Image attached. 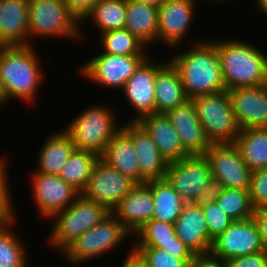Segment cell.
<instances>
[{"instance_id":"6da1fadb","label":"cell","mask_w":267,"mask_h":267,"mask_svg":"<svg viewBox=\"0 0 267 267\" xmlns=\"http://www.w3.org/2000/svg\"><path fill=\"white\" fill-rule=\"evenodd\" d=\"M190 46L181 51L173 48L175 55L167 58L178 70L186 96L191 99L225 91L216 38L201 40L199 36Z\"/></svg>"},{"instance_id":"7a4b0ae2","label":"cell","mask_w":267,"mask_h":267,"mask_svg":"<svg viewBox=\"0 0 267 267\" xmlns=\"http://www.w3.org/2000/svg\"><path fill=\"white\" fill-rule=\"evenodd\" d=\"M38 55L34 45L0 46V81L8 103L15 99L29 106L38 100L45 81Z\"/></svg>"},{"instance_id":"3957f363","label":"cell","mask_w":267,"mask_h":267,"mask_svg":"<svg viewBox=\"0 0 267 267\" xmlns=\"http://www.w3.org/2000/svg\"><path fill=\"white\" fill-rule=\"evenodd\" d=\"M216 38L226 90L267 83V54L264 49L242 38Z\"/></svg>"},{"instance_id":"277c9868","label":"cell","mask_w":267,"mask_h":267,"mask_svg":"<svg viewBox=\"0 0 267 267\" xmlns=\"http://www.w3.org/2000/svg\"><path fill=\"white\" fill-rule=\"evenodd\" d=\"M107 105L102 102L86 106L62 127L71 137L75 150L90 151L99 157L104 153L113 135L123 125L121 120L118 124V113L113 106Z\"/></svg>"},{"instance_id":"5b68a950","label":"cell","mask_w":267,"mask_h":267,"mask_svg":"<svg viewBox=\"0 0 267 267\" xmlns=\"http://www.w3.org/2000/svg\"><path fill=\"white\" fill-rule=\"evenodd\" d=\"M111 211L104 205L86 199L80 194L65 210L57 212L50 221H54L47 244L62 254L82 234L96 226Z\"/></svg>"},{"instance_id":"8992f818","label":"cell","mask_w":267,"mask_h":267,"mask_svg":"<svg viewBox=\"0 0 267 267\" xmlns=\"http://www.w3.org/2000/svg\"><path fill=\"white\" fill-rule=\"evenodd\" d=\"M28 26L30 45L39 38L81 41V20L63 0H29Z\"/></svg>"},{"instance_id":"52a82bcc","label":"cell","mask_w":267,"mask_h":267,"mask_svg":"<svg viewBox=\"0 0 267 267\" xmlns=\"http://www.w3.org/2000/svg\"><path fill=\"white\" fill-rule=\"evenodd\" d=\"M133 235L111 212L96 226L82 234L61 255L72 266H81L117 250ZM125 242V243H123ZM111 250V251H110ZM94 259V260H93Z\"/></svg>"},{"instance_id":"ba28073f","label":"cell","mask_w":267,"mask_h":267,"mask_svg":"<svg viewBox=\"0 0 267 267\" xmlns=\"http://www.w3.org/2000/svg\"><path fill=\"white\" fill-rule=\"evenodd\" d=\"M211 143H233L240 133L228 90L191 98Z\"/></svg>"},{"instance_id":"9c48e42d","label":"cell","mask_w":267,"mask_h":267,"mask_svg":"<svg viewBox=\"0 0 267 267\" xmlns=\"http://www.w3.org/2000/svg\"><path fill=\"white\" fill-rule=\"evenodd\" d=\"M148 56H120L101 52L89 58L77 72L80 73V77L96 86L120 91Z\"/></svg>"},{"instance_id":"30bf717a","label":"cell","mask_w":267,"mask_h":267,"mask_svg":"<svg viewBox=\"0 0 267 267\" xmlns=\"http://www.w3.org/2000/svg\"><path fill=\"white\" fill-rule=\"evenodd\" d=\"M34 202L38 217L50 220L57 212L68 208L81 194L71 184L66 183L59 175L29 172Z\"/></svg>"},{"instance_id":"8fae6325","label":"cell","mask_w":267,"mask_h":267,"mask_svg":"<svg viewBox=\"0 0 267 267\" xmlns=\"http://www.w3.org/2000/svg\"><path fill=\"white\" fill-rule=\"evenodd\" d=\"M198 2L199 0H165L158 7L157 43L162 42L168 49H181L184 44L182 42L193 27Z\"/></svg>"},{"instance_id":"7c38bea8","label":"cell","mask_w":267,"mask_h":267,"mask_svg":"<svg viewBox=\"0 0 267 267\" xmlns=\"http://www.w3.org/2000/svg\"><path fill=\"white\" fill-rule=\"evenodd\" d=\"M148 56L127 80L121 90L135 115L128 122H137L146 115L156 114L155 83L157 71L167 62Z\"/></svg>"},{"instance_id":"4fadbf2b","label":"cell","mask_w":267,"mask_h":267,"mask_svg":"<svg viewBox=\"0 0 267 267\" xmlns=\"http://www.w3.org/2000/svg\"><path fill=\"white\" fill-rule=\"evenodd\" d=\"M137 183L99 158L81 194L112 211Z\"/></svg>"},{"instance_id":"5bb4252c","label":"cell","mask_w":267,"mask_h":267,"mask_svg":"<svg viewBox=\"0 0 267 267\" xmlns=\"http://www.w3.org/2000/svg\"><path fill=\"white\" fill-rule=\"evenodd\" d=\"M203 155L209 161L212 177L219 179L224 188L249 191L252 170L234 143H212Z\"/></svg>"},{"instance_id":"9a60e30c","label":"cell","mask_w":267,"mask_h":267,"mask_svg":"<svg viewBox=\"0 0 267 267\" xmlns=\"http://www.w3.org/2000/svg\"><path fill=\"white\" fill-rule=\"evenodd\" d=\"M265 250L253 218L233 221L212 241L210 253L223 260Z\"/></svg>"},{"instance_id":"2e32d148","label":"cell","mask_w":267,"mask_h":267,"mask_svg":"<svg viewBox=\"0 0 267 267\" xmlns=\"http://www.w3.org/2000/svg\"><path fill=\"white\" fill-rule=\"evenodd\" d=\"M212 178L209 161L204 155H192L168 164L166 181L185 203H192Z\"/></svg>"},{"instance_id":"e0dca14e","label":"cell","mask_w":267,"mask_h":267,"mask_svg":"<svg viewBox=\"0 0 267 267\" xmlns=\"http://www.w3.org/2000/svg\"><path fill=\"white\" fill-rule=\"evenodd\" d=\"M240 130L267 128V83L228 90Z\"/></svg>"},{"instance_id":"ac0fdd59","label":"cell","mask_w":267,"mask_h":267,"mask_svg":"<svg viewBox=\"0 0 267 267\" xmlns=\"http://www.w3.org/2000/svg\"><path fill=\"white\" fill-rule=\"evenodd\" d=\"M166 116L177 131L184 150L190 156L203 155L212 144L205 134L191 99L169 110Z\"/></svg>"},{"instance_id":"d6986e66","label":"cell","mask_w":267,"mask_h":267,"mask_svg":"<svg viewBox=\"0 0 267 267\" xmlns=\"http://www.w3.org/2000/svg\"><path fill=\"white\" fill-rule=\"evenodd\" d=\"M134 237L136 242L132 240V247H158L181 258L189 266L193 261L195 253L176 236L174 224L151 219L133 235Z\"/></svg>"},{"instance_id":"ffe728a7","label":"cell","mask_w":267,"mask_h":267,"mask_svg":"<svg viewBox=\"0 0 267 267\" xmlns=\"http://www.w3.org/2000/svg\"><path fill=\"white\" fill-rule=\"evenodd\" d=\"M134 235L153 217L154 198L146 184H137L111 211Z\"/></svg>"},{"instance_id":"44dd1931","label":"cell","mask_w":267,"mask_h":267,"mask_svg":"<svg viewBox=\"0 0 267 267\" xmlns=\"http://www.w3.org/2000/svg\"><path fill=\"white\" fill-rule=\"evenodd\" d=\"M100 158L125 176L140 184L139 163L132 142V122H123Z\"/></svg>"},{"instance_id":"7402d4cb","label":"cell","mask_w":267,"mask_h":267,"mask_svg":"<svg viewBox=\"0 0 267 267\" xmlns=\"http://www.w3.org/2000/svg\"><path fill=\"white\" fill-rule=\"evenodd\" d=\"M176 236L195 254L209 253V237L205 215L201 206L186 203L174 223Z\"/></svg>"},{"instance_id":"603a6c76","label":"cell","mask_w":267,"mask_h":267,"mask_svg":"<svg viewBox=\"0 0 267 267\" xmlns=\"http://www.w3.org/2000/svg\"><path fill=\"white\" fill-rule=\"evenodd\" d=\"M29 0H2L0 46H27L29 38Z\"/></svg>"},{"instance_id":"cb8c5ba5","label":"cell","mask_w":267,"mask_h":267,"mask_svg":"<svg viewBox=\"0 0 267 267\" xmlns=\"http://www.w3.org/2000/svg\"><path fill=\"white\" fill-rule=\"evenodd\" d=\"M132 142L139 163L140 184L164 179L169 163L162 156L152 137L137 122H132Z\"/></svg>"},{"instance_id":"d4e9b609","label":"cell","mask_w":267,"mask_h":267,"mask_svg":"<svg viewBox=\"0 0 267 267\" xmlns=\"http://www.w3.org/2000/svg\"><path fill=\"white\" fill-rule=\"evenodd\" d=\"M137 123L149 134L168 163L190 156L166 114L146 115Z\"/></svg>"},{"instance_id":"484cf974","label":"cell","mask_w":267,"mask_h":267,"mask_svg":"<svg viewBox=\"0 0 267 267\" xmlns=\"http://www.w3.org/2000/svg\"><path fill=\"white\" fill-rule=\"evenodd\" d=\"M37 152V166L32 172L59 175L75 150L71 137L61 128L47 135Z\"/></svg>"},{"instance_id":"4316f807","label":"cell","mask_w":267,"mask_h":267,"mask_svg":"<svg viewBox=\"0 0 267 267\" xmlns=\"http://www.w3.org/2000/svg\"><path fill=\"white\" fill-rule=\"evenodd\" d=\"M125 28L150 50L158 40V7L126 0Z\"/></svg>"},{"instance_id":"83f0119b","label":"cell","mask_w":267,"mask_h":267,"mask_svg":"<svg viewBox=\"0 0 267 267\" xmlns=\"http://www.w3.org/2000/svg\"><path fill=\"white\" fill-rule=\"evenodd\" d=\"M186 96L180 75L169 61L157 71L155 83L156 113L166 114L169 110L184 104Z\"/></svg>"},{"instance_id":"f1b7e54d","label":"cell","mask_w":267,"mask_h":267,"mask_svg":"<svg viewBox=\"0 0 267 267\" xmlns=\"http://www.w3.org/2000/svg\"><path fill=\"white\" fill-rule=\"evenodd\" d=\"M90 20V21H89ZM92 22L98 34L125 28L126 24V0H100L81 19V39H84L83 26ZM83 25V26H82ZM83 31V32H82Z\"/></svg>"},{"instance_id":"f546056e","label":"cell","mask_w":267,"mask_h":267,"mask_svg":"<svg viewBox=\"0 0 267 267\" xmlns=\"http://www.w3.org/2000/svg\"><path fill=\"white\" fill-rule=\"evenodd\" d=\"M152 191L154 212L152 219L174 224L186 204L179 193L166 179L150 180L145 183Z\"/></svg>"},{"instance_id":"4dcf8cb0","label":"cell","mask_w":267,"mask_h":267,"mask_svg":"<svg viewBox=\"0 0 267 267\" xmlns=\"http://www.w3.org/2000/svg\"><path fill=\"white\" fill-rule=\"evenodd\" d=\"M233 143L252 171L267 168V128L240 130Z\"/></svg>"},{"instance_id":"1f68e13d","label":"cell","mask_w":267,"mask_h":267,"mask_svg":"<svg viewBox=\"0 0 267 267\" xmlns=\"http://www.w3.org/2000/svg\"><path fill=\"white\" fill-rule=\"evenodd\" d=\"M15 217L0 227V267H29L28 247L13 229L18 222ZM13 229V230H12ZM29 263V264H28Z\"/></svg>"},{"instance_id":"d6a6232c","label":"cell","mask_w":267,"mask_h":267,"mask_svg":"<svg viewBox=\"0 0 267 267\" xmlns=\"http://www.w3.org/2000/svg\"><path fill=\"white\" fill-rule=\"evenodd\" d=\"M99 158L90 151L74 150L59 176L81 193L86 188L93 167Z\"/></svg>"},{"instance_id":"836d02e7","label":"cell","mask_w":267,"mask_h":267,"mask_svg":"<svg viewBox=\"0 0 267 267\" xmlns=\"http://www.w3.org/2000/svg\"><path fill=\"white\" fill-rule=\"evenodd\" d=\"M97 38L99 46H102L100 52L103 53L120 56L149 55L147 51L150 50L126 28L101 33Z\"/></svg>"},{"instance_id":"e575fe53","label":"cell","mask_w":267,"mask_h":267,"mask_svg":"<svg viewBox=\"0 0 267 267\" xmlns=\"http://www.w3.org/2000/svg\"><path fill=\"white\" fill-rule=\"evenodd\" d=\"M215 202L234 221L253 217L254 207L247 190L224 188Z\"/></svg>"},{"instance_id":"d590c367","label":"cell","mask_w":267,"mask_h":267,"mask_svg":"<svg viewBox=\"0 0 267 267\" xmlns=\"http://www.w3.org/2000/svg\"><path fill=\"white\" fill-rule=\"evenodd\" d=\"M4 154L0 157V220L9 222L17 217V209L13 201L12 185L10 181L9 160ZM6 158V159H5ZM9 169V170H8Z\"/></svg>"},{"instance_id":"8d00e7d4","label":"cell","mask_w":267,"mask_h":267,"mask_svg":"<svg viewBox=\"0 0 267 267\" xmlns=\"http://www.w3.org/2000/svg\"><path fill=\"white\" fill-rule=\"evenodd\" d=\"M133 253L146 267H188L189 265L166 250L158 247H133Z\"/></svg>"},{"instance_id":"74e56055","label":"cell","mask_w":267,"mask_h":267,"mask_svg":"<svg viewBox=\"0 0 267 267\" xmlns=\"http://www.w3.org/2000/svg\"><path fill=\"white\" fill-rule=\"evenodd\" d=\"M202 209L205 215L209 237L212 241L234 221L219 208L216 202L204 205Z\"/></svg>"},{"instance_id":"f35d334b","label":"cell","mask_w":267,"mask_h":267,"mask_svg":"<svg viewBox=\"0 0 267 267\" xmlns=\"http://www.w3.org/2000/svg\"><path fill=\"white\" fill-rule=\"evenodd\" d=\"M249 195L254 209L267 208V168L252 171Z\"/></svg>"},{"instance_id":"ab89813d","label":"cell","mask_w":267,"mask_h":267,"mask_svg":"<svg viewBox=\"0 0 267 267\" xmlns=\"http://www.w3.org/2000/svg\"><path fill=\"white\" fill-rule=\"evenodd\" d=\"M223 189V183L219 179L212 177L209 180V183L206 184L199 192L192 204L202 207L211 202H215L218 196L222 193Z\"/></svg>"},{"instance_id":"60d3db41","label":"cell","mask_w":267,"mask_h":267,"mask_svg":"<svg viewBox=\"0 0 267 267\" xmlns=\"http://www.w3.org/2000/svg\"><path fill=\"white\" fill-rule=\"evenodd\" d=\"M227 263L228 267H267V250L239 256Z\"/></svg>"},{"instance_id":"b9f144b4","label":"cell","mask_w":267,"mask_h":267,"mask_svg":"<svg viewBox=\"0 0 267 267\" xmlns=\"http://www.w3.org/2000/svg\"><path fill=\"white\" fill-rule=\"evenodd\" d=\"M191 267H228L226 260L212 255L210 252L205 254H195Z\"/></svg>"},{"instance_id":"7bdbcfd3","label":"cell","mask_w":267,"mask_h":267,"mask_svg":"<svg viewBox=\"0 0 267 267\" xmlns=\"http://www.w3.org/2000/svg\"><path fill=\"white\" fill-rule=\"evenodd\" d=\"M252 218L257 224L262 245L267 250V208L254 209Z\"/></svg>"},{"instance_id":"ee69618b","label":"cell","mask_w":267,"mask_h":267,"mask_svg":"<svg viewBox=\"0 0 267 267\" xmlns=\"http://www.w3.org/2000/svg\"><path fill=\"white\" fill-rule=\"evenodd\" d=\"M68 7L80 18L87 14L100 0H63Z\"/></svg>"},{"instance_id":"f6af8a7d","label":"cell","mask_w":267,"mask_h":267,"mask_svg":"<svg viewBox=\"0 0 267 267\" xmlns=\"http://www.w3.org/2000/svg\"><path fill=\"white\" fill-rule=\"evenodd\" d=\"M133 244H130V250H127V255L125 256L123 263L120 267H146L145 264L138 258V256L133 253ZM129 251V252H128Z\"/></svg>"},{"instance_id":"bcb514c9","label":"cell","mask_w":267,"mask_h":267,"mask_svg":"<svg viewBox=\"0 0 267 267\" xmlns=\"http://www.w3.org/2000/svg\"><path fill=\"white\" fill-rule=\"evenodd\" d=\"M255 7L257 6L256 9L259 10V12L261 11V13L263 15H265V17H267V0H255Z\"/></svg>"},{"instance_id":"7dc6e473","label":"cell","mask_w":267,"mask_h":267,"mask_svg":"<svg viewBox=\"0 0 267 267\" xmlns=\"http://www.w3.org/2000/svg\"><path fill=\"white\" fill-rule=\"evenodd\" d=\"M137 2L145 3L155 7H159L165 0H134Z\"/></svg>"},{"instance_id":"c3c4849f","label":"cell","mask_w":267,"mask_h":267,"mask_svg":"<svg viewBox=\"0 0 267 267\" xmlns=\"http://www.w3.org/2000/svg\"><path fill=\"white\" fill-rule=\"evenodd\" d=\"M8 100H7V97L4 93V90H3V87H2V83L0 81V106L3 107L6 106V104L8 105Z\"/></svg>"},{"instance_id":"681fc988","label":"cell","mask_w":267,"mask_h":267,"mask_svg":"<svg viewBox=\"0 0 267 267\" xmlns=\"http://www.w3.org/2000/svg\"><path fill=\"white\" fill-rule=\"evenodd\" d=\"M200 1H201V0H200ZM209 1H211L213 4L216 5L217 3H218V4H220V3L222 4V3H224V2H225V3H228V2L231 1V0H209ZM209 1L207 0L206 2H209ZM215 2H216V3H215Z\"/></svg>"},{"instance_id":"f907efd6","label":"cell","mask_w":267,"mask_h":267,"mask_svg":"<svg viewBox=\"0 0 267 267\" xmlns=\"http://www.w3.org/2000/svg\"><path fill=\"white\" fill-rule=\"evenodd\" d=\"M1 9H2V0H0V14H1Z\"/></svg>"},{"instance_id":"816d5d0a","label":"cell","mask_w":267,"mask_h":267,"mask_svg":"<svg viewBox=\"0 0 267 267\" xmlns=\"http://www.w3.org/2000/svg\"><path fill=\"white\" fill-rule=\"evenodd\" d=\"M5 223V221L0 220V227Z\"/></svg>"}]
</instances>
